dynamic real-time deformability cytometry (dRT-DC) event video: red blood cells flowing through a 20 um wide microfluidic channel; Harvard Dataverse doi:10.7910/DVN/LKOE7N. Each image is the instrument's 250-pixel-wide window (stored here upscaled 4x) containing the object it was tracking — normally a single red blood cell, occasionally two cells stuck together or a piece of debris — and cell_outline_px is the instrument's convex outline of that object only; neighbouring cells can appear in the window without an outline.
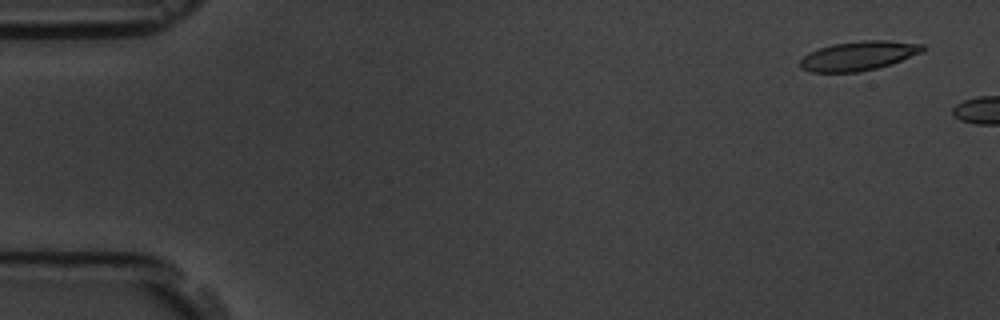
{"species": "common noctule bat (a hibernating species)", "species_latin": "Nyctalus noctula", "temperature_condition": "room temperature", "stored_images_in_passage": 2, "camera_frame_rate_fps": 3000, "um_per_image_px": 0.085, "animal": {"sex": "male", "body_mass_g": 19.5, "forearm_length_mm": 54.6}, "frame": {"image": 1, "passage_image": 1, "time_ms": 0.0, "image_size_px": [1000, 320], "cell_outline_px": [[928, 48], [924, 52], [892, 64], [876, 68], [856, 72], [812, 72], [800, 68], [800, 60], [808, 52], [832, 44], [864, 40], [884, 40], [924, 44]], "centroid_in_image_um": [73.02, 4.74], "position_along_channel_um": 12.0, "area_um2": 21.04}}